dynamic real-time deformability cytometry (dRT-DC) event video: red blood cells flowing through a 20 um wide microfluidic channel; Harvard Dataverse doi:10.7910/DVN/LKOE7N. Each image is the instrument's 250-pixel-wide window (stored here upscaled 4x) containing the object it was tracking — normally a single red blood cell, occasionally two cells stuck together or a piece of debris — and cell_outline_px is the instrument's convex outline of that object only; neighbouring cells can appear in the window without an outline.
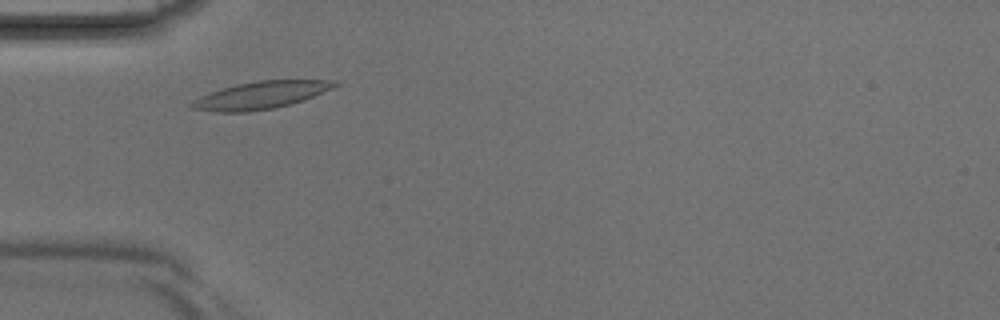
{"species": "Egyptian fruit bat (a non-hibernating species)", "species_latin": "Rousettus aegyptiacus", "temperature_condition": "room temperature", "stored_images_in_passage": 2, "camera_frame_rate_fps": 3000, "um_per_image_px": 0.085, "animal": {"sex": "male"}, "frame": {"image": 1, "passage_image": 2, "time_ms": 0.333, "image_size_px": [1000, 320], "cell_outline_px": [[340, 84], [332, 88], [304, 100], [272, 108], [248, 112], [212, 112], [192, 108], [188, 104], [192, 100], [200, 96], [236, 84], [260, 80], [328, 80]], "centroid_in_image_um": [22.11, 8.1], "position_along_channel_um": 62.9, "area_um2": 22.54}}